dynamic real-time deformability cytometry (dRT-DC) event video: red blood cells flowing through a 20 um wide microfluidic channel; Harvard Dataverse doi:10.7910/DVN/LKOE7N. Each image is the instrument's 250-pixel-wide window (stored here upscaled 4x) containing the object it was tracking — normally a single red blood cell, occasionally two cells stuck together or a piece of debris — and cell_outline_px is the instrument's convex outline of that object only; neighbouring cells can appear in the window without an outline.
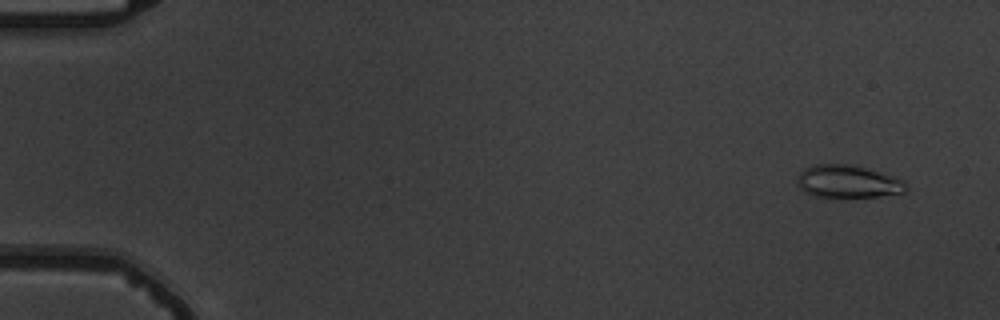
{"species": "common noctule bat (a hibernating species)", "species_latin": "Nyctalus noctula", "temperature_condition": "warm", "stored_images_in_passage": 5, "camera_frame_rate_fps": 3000, "um_per_image_px": 0.085, "animal": {"sex": "male", "body_mass_g": 19.5, "forearm_length_mm": 54.6}, "frame": {"image": 1, "passage_image": 1, "time_ms": 0.0, "image_size_px": [1000, 320], "cell_outline_px": [[908, 188], [904, 192], [880, 196], [836, 200], [816, 196], [804, 192], [800, 188], [796, 180], [800, 172], [804, 168], [812, 164], [848, 164], [864, 168], [892, 176], [908, 184]], "centroid_in_image_um": [72.01, 15.48], "position_along_channel_um": 13.0, "area_um2": 21.27}}
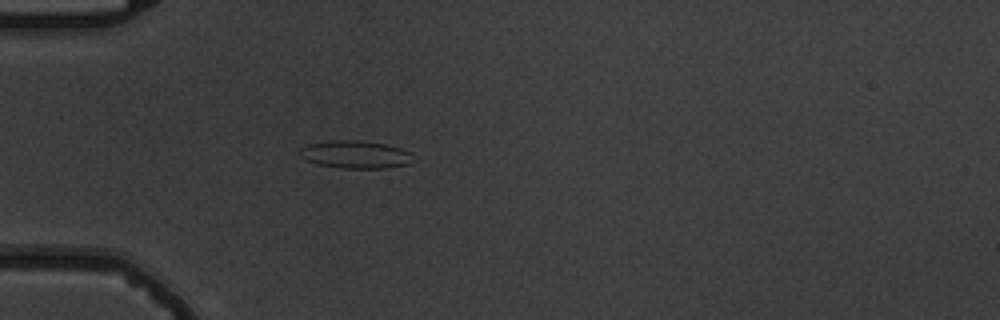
{"frame": {"image": 2, "passage_image": 5, "time_ms": 4.667, "image_size_px": [1000, 320], "cell_outline_px": [[408, 164], [384, 168], [344, 168], [316, 164], [304, 160], [296, 152], [300, 148], [308, 144], [332, 140], [356, 140], [384, 144], [400, 148], [408, 152]], "centroid_in_image_um": [30.06, 13.13], "position_along_channel_um": 54.9, "area_um2": 18.03}}